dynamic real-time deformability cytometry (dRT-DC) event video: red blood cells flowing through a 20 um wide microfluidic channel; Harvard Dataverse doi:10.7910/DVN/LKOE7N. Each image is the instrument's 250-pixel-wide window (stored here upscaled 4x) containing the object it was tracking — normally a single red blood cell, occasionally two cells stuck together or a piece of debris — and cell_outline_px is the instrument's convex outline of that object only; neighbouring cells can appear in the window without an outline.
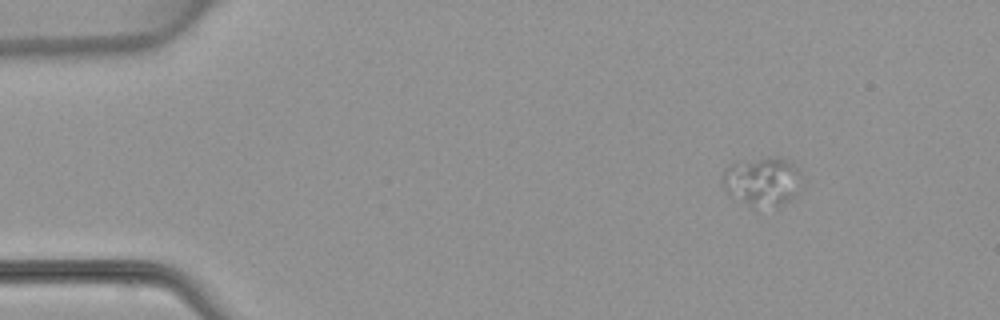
{"species": "common noctule bat (a hibernating species)", "species_latin": "Nyctalus noctula", "temperature_condition": "warm", "stored_images_in_passage": 3, "camera_frame_rate_fps": 3000, "um_per_image_px": 0.085, "animal": {"sex": "female", "body_mass_g": 22.7, "forearm_length_mm": 54.2}, "frame": {"image": 1, "passage_image": 1, "time_ms": 0.0, "image_size_px": [1000, 320], "cell_outline_px": [[804, 188], [792, 200], [776, 208], [752, 208], [728, 192], [724, 188], [720, 180], [724, 172], [732, 164], [768, 156], [776, 156], [788, 160], [800, 168], [804, 176]], "centroid_in_image_um": [64.94, 15.45], "position_along_channel_um": 20.1, "area_um2": 23.64}}
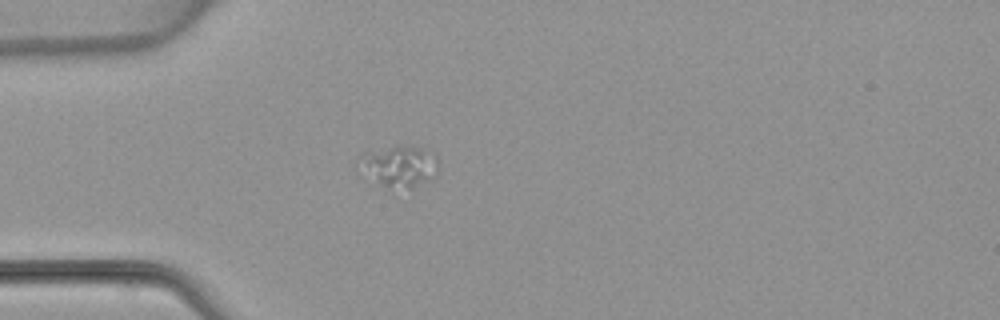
{"frame": {"image": 2, "passage_image": 3, "time_ms": 2.667, "image_size_px": [1000, 320], "cell_outline_px": [[440, 168], [428, 180], [412, 188], [408, 188], [380, 184], [356, 160], [356, 156], [360, 152], [400, 144], [420, 148], [432, 152], [436, 156], [440, 164]], "centroid_in_image_um": [33.97, 14.04], "position_along_channel_um": 51.0, "area_um2": 18.84}}